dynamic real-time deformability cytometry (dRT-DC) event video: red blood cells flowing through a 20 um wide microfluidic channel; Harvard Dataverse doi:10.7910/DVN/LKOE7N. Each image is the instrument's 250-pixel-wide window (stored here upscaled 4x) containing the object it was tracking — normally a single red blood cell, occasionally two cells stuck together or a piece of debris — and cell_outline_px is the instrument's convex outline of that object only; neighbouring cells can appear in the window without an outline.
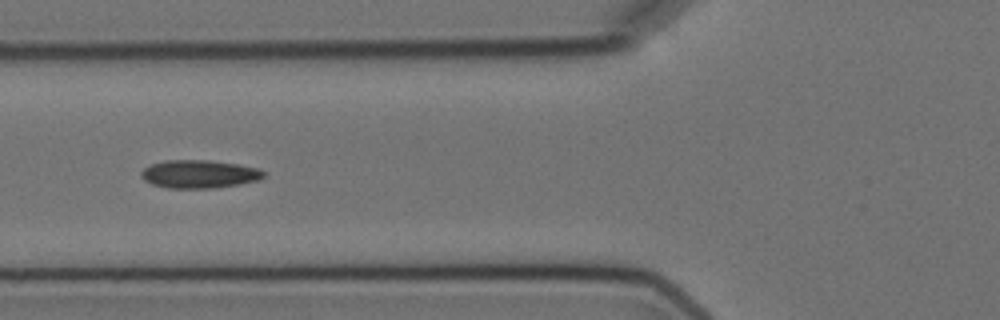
{"species": "Egyptian fruit bat (a non-hibernating species)", "species_latin": "Rousettus aegyptiacus", "temperature_condition": "cold", "stored_images_in_passage": 13, "segment_of_instrument_passage": [1, 2], "camera_frame_rate_fps": 3000, "um_per_image_px": 0.085, "animal": {"sex": "female"}, "frame": {"image": 1, "passage_image": 3, "time_ms": 2.333, "image_size_px": [1000, 320], "cell_outline_px": [[264, 176], [260, 180], [240, 184], [216, 188], [168, 188], [152, 184], [144, 180], [140, 176], [140, 172], [144, 168], [152, 164], [164, 160], [208, 160], [236, 164], [260, 168], [264, 172]], "centroid_in_image_um": [16.93, 14.8], "position_along_channel_um": 108.9, "area_um2": 20.17}}
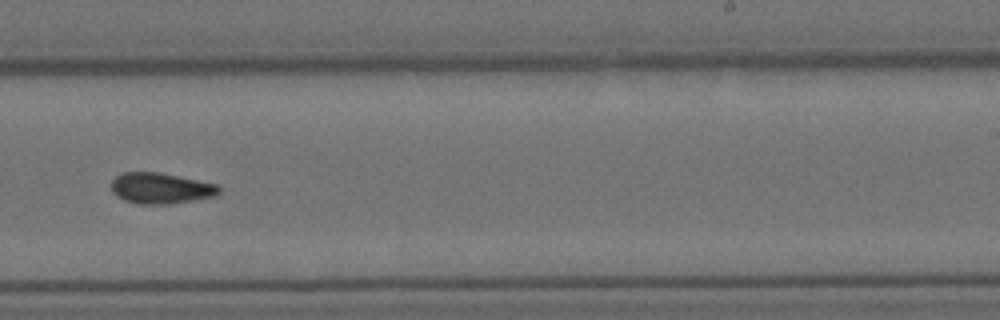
{"frame": {"image": 2, "passage_image": 7, "time_ms": 7.0, "image_size_px": [1000, 320], "cell_outline_px": [[220, 192], [216, 196], [168, 204], [140, 204], [124, 200], [116, 196], [112, 192], [112, 180], [120, 172], [160, 172], [216, 184], [220, 188]], "centroid_in_image_um": [13.64, 15.99], "position_along_channel_um": 275.4, "area_um2": 19.36}}
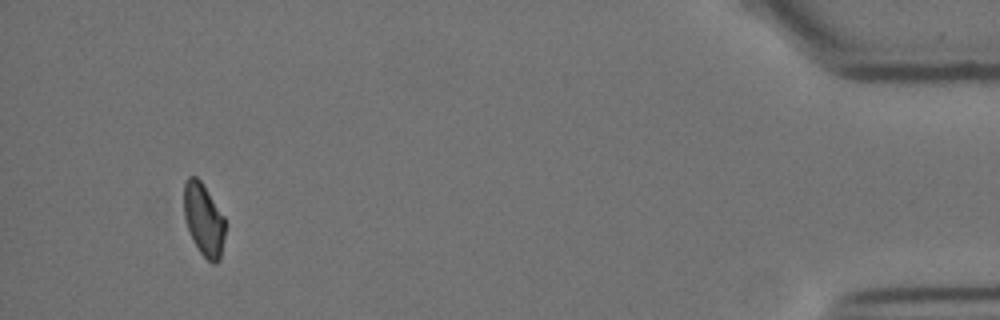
{"frame": {"image": 3, "passage_image": 11, "time_ms": 13.0, "image_size_px": [1000, 320], "cell_outline_px": [[224, 236], [220, 260], [216, 264], [212, 264], [200, 252], [192, 240], [184, 216], [184, 184], [188, 176], [196, 176], [200, 180], [224, 216]], "centroid_in_image_um": [17.31, 18.68], "position_along_channel_um": 417.9, "area_um2": 17.28}}